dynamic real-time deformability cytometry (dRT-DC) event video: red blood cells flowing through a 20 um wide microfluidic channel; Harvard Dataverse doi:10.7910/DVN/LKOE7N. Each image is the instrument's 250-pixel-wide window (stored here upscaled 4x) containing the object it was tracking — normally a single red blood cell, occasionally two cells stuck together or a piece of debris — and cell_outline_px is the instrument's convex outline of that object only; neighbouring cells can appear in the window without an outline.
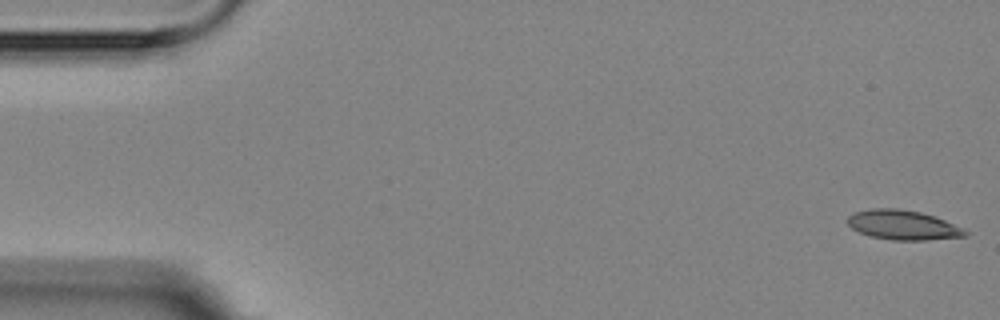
{"species": "Egyptian fruit bat (a non-hibernating species)", "species_latin": "Rousettus aegyptiacus", "temperature_condition": "room temperature", "stored_images_in_passage": 6, "camera_frame_rate_fps": 3000, "um_per_image_px": 0.085, "animal": {"sex": "female"}, "frame": {"image": 1, "passage_image": 1, "time_ms": 0.0, "image_size_px": [1000, 320], "cell_outline_px": [[968, 236], [928, 240], [892, 240], [868, 236], [852, 228], [848, 224], [848, 216], [856, 212], [872, 208], [896, 208], [920, 212], [944, 220], [964, 228], [968, 232]], "centroid_in_image_um": [76.76, 19.13], "position_along_channel_um": 8.2, "area_um2": 20.23}}